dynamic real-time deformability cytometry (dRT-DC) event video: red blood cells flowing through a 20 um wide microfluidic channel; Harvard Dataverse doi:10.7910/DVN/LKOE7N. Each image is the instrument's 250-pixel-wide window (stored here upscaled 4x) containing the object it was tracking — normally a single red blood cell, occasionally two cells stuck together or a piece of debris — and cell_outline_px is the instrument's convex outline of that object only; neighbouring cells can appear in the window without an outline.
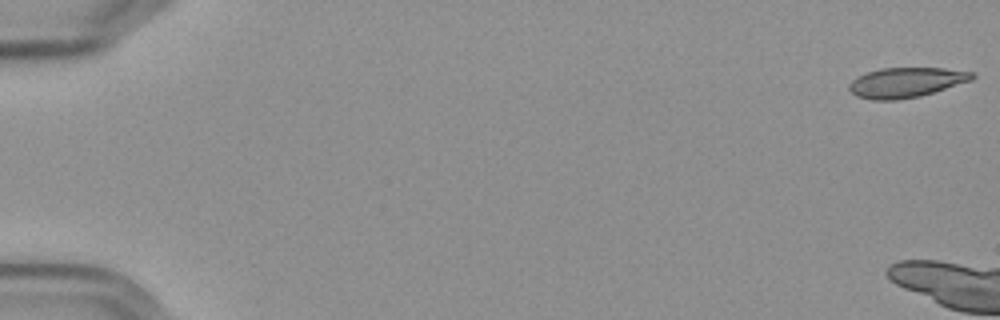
{"species": "Egyptian fruit bat (a non-hibernating species)", "species_latin": "Rousettus aegyptiacus", "temperature_condition": "cold", "stored_images_in_passage": 8, "camera_frame_rate_fps": 3000, "um_per_image_px": 0.085, "frame": {"image": 1, "passage_image": 1, "time_ms": 0.0, "image_size_px": [1000, 320], "cell_outline_px": [[976, 76], [972, 80], [920, 96], [896, 100], [872, 100], [856, 96], [848, 88], [848, 84], [856, 76], [880, 68], [944, 68], [972, 72]], "centroid_in_image_um": [76.98, 7.01], "position_along_channel_um": 8.0, "area_um2": 21.44}}